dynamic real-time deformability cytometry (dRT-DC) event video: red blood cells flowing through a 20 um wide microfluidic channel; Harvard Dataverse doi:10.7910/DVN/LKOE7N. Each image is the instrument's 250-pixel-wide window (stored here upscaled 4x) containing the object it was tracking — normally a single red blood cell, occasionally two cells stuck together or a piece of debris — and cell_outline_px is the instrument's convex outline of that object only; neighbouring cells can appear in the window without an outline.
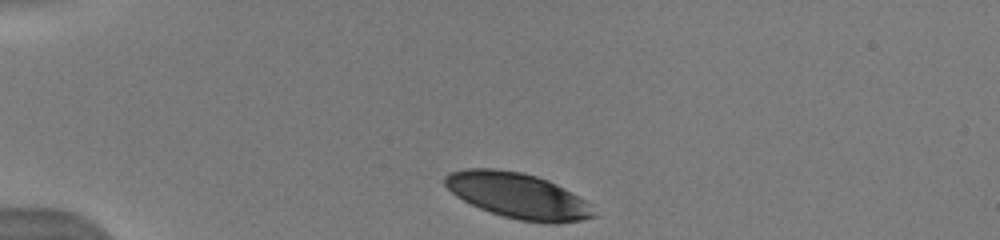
{"species": "human", "species_latin": "Homo sapiens", "temperature_condition": "warm", "stored_images_in_passage": 36, "camera_frame_rate_fps": 3000, "um_per_image_px": 0.085, "donor": {"sex": "male"}, "frame": {"image": 1, "passage_image": 1, "time_ms": 0.0, "image_size_px": [1000, 240], "cell_outline_px": [[596, 216], [580, 220], [556, 224], [548, 224], [520, 220], [504, 216], [480, 208], [456, 196], [444, 184], [444, 176], [452, 172], [468, 168], [492, 168], [520, 172], [536, 176], [548, 180], [556, 184], [592, 204]], "centroid_in_image_um": [44.05, 16.64], "position_along_channel_um": 41.0, "area_um2": 39.19}}
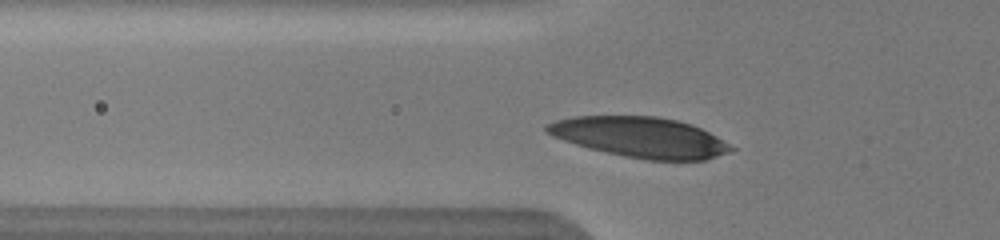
{"frame": {"image": 2, "passage_image": 7, "time_ms": 2.0, "image_size_px": [1000, 240], "cell_outline_px": [[736, 148], [728, 152], [704, 160], [648, 160], [624, 156], [588, 148], [552, 136], [544, 132], [544, 128], [548, 124], [556, 120], [572, 116], [656, 116], [676, 120], [692, 124], [716, 136]], "centroid_in_image_um": [54.39, 11.66], "position_along_channel_um": 71.4, "area_um2": 43.12}}
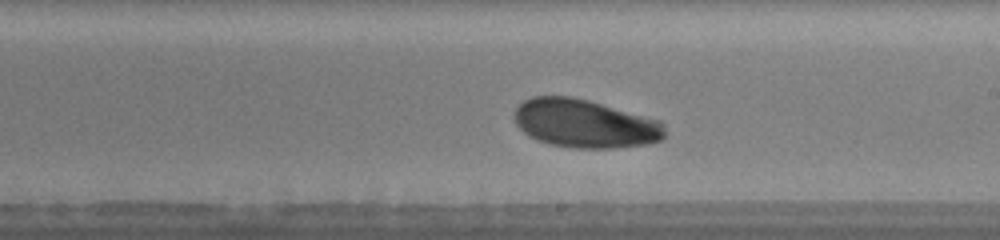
{"frame": {"image": 3, "passage_image": 18, "time_ms": 6.333, "image_size_px": [1000, 240], "cell_outline_px": [[664, 140], [648, 144], [612, 148], [576, 148], [552, 144], [536, 140], [528, 136], [516, 124], [516, 108], [524, 100], [532, 96], [572, 96], [588, 100], [660, 120], [664, 124]], "centroid_in_image_um": [49.73, 10.5], "position_along_channel_um": 239.3, "area_um2": 42.37}, "authors_computed_cell_mechanics": {"area_um2": 41.9339, "velocity_mm_per_s": 3.908, "shape_relaxation_time_tau1_ms": 2.4003, "shape_relaxation_time_tau2_ms": null, "deformation_change_tau1": 0.1155, "deformation_change_tau2": null}}